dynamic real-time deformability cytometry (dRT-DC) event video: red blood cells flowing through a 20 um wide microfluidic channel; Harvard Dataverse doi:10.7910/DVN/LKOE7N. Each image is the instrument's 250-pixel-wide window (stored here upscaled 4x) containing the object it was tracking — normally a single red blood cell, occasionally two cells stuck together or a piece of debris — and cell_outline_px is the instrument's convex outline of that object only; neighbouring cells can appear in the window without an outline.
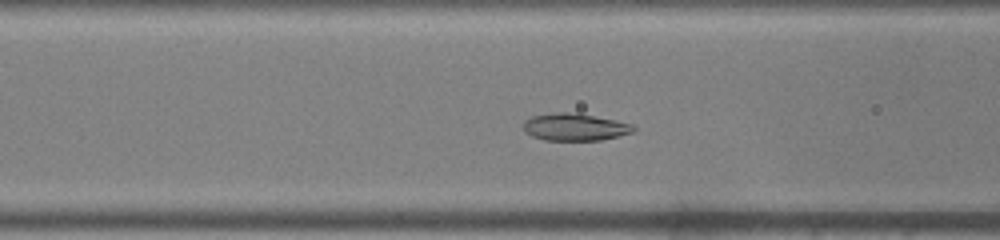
{"species": "common noctule bat (a hibernating species)", "species_latin": "Nyctalus noctula", "temperature_condition": "warm", "stored_images_in_passage": 44, "camera_frame_rate_fps": 3000, "um_per_image_px": 0.085, "animal": {"sex": "male", "body_mass_g": 19.0, "forearm_length_mm": 50.8}, "frame": {"image": 1, "passage_image": 14, "time_ms": 4.333, "image_size_px": [1000, 240], "cell_outline_px": [[636, 128], [632, 132], [600, 140], [544, 140], [532, 136], [524, 132], [524, 120], [532, 116], [556, 112], [564, 112], [592, 116], [632, 124]], "centroid_in_image_um": [48.8, 10.81], "position_along_channel_um": 117.8, "area_um2": 17.11}}
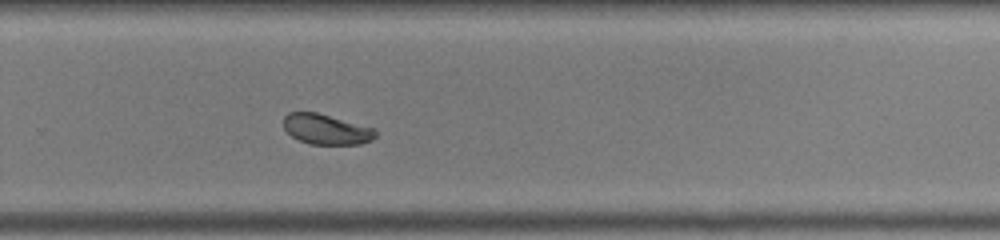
{"frame": {"image": 2, "passage_image": 28, "time_ms": 9.0, "image_size_px": [1000, 240], "cell_outline_px": [[376, 136], [372, 140], [360, 144], [312, 144], [300, 140], [292, 136], [284, 128], [284, 116], [288, 112], [316, 112], [376, 128]], "centroid_in_image_um": [27.76, 10.98], "position_along_channel_um": 302.0, "area_um2": 16.18}}
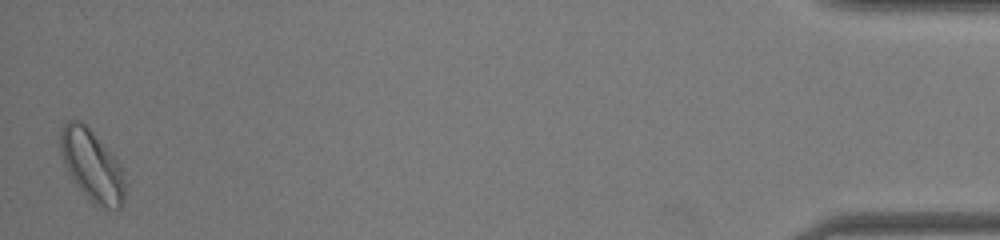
{"frame": {"image": 3, "passage_image": 44, "time_ms": 14.333, "image_size_px": [1000, 240], "cell_outline_px": [[124, 200], [120, 208], [116, 212], [104, 208], [96, 204], [80, 188], [68, 172], [60, 152], [60, 132], [64, 124], [68, 120], [80, 120], [92, 132], [120, 164], [124, 172]], "centroid_in_image_um": [7.83, 14.08], "position_along_channel_um": 427.4, "area_um2": 26.36}, "authors_computed_cell_mechanics": {"area_um2": 17.8891, "velocity_mm_per_s": 3.9513, "shape_relaxation_time_tau1_ms": 4.8534, "shape_relaxation_time_tau2_ms": 0.8865, "deformation_change_tau1": 0.1565, "deformation_change_tau2": 0.0397}}